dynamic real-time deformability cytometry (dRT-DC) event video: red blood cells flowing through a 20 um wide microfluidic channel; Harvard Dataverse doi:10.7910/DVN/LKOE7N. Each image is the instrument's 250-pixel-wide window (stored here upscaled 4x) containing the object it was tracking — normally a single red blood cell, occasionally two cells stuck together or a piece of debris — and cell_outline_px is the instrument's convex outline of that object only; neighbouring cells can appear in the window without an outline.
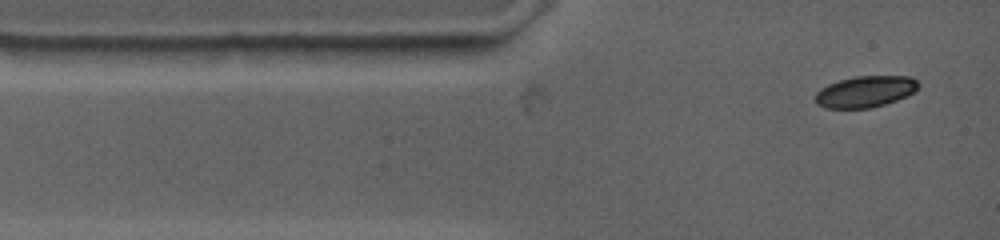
{"species": "common noctule bat (a hibernating species)", "species_latin": "Nyctalus noctula", "temperature_condition": "warm", "stored_images_in_passage": 36, "camera_frame_rate_fps": 4500, "um_per_image_px": 0.085, "animal": {"sex": "female", "body_mass_g": 19.0, "forearm_length_mm": 53.3}, "frame": {"image": 1, "passage_image": 1, "time_ms": 0.0, "image_size_px": [1000, 240], "cell_outline_px": [[920, 84], [916, 92], [896, 100], [884, 104], [868, 108], [824, 108], [816, 104], [816, 92], [820, 88], [828, 84], [840, 80], [856, 76], [912, 76]], "centroid_in_image_um": [73.57, 7.78], "position_along_channel_um": 11.4, "area_um2": 18.9}}
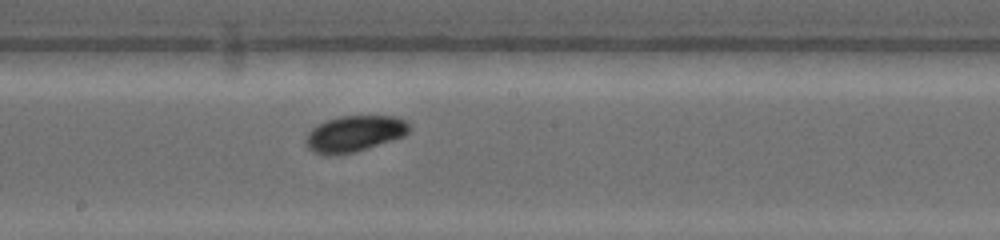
{"frame": {"image": 2, "passage_image": 21, "time_ms": 6.444, "image_size_px": [1000, 240], "cell_outline_px": [[412, 128], [404, 136], [356, 152], [336, 156], [324, 156], [312, 152], [308, 148], [304, 140], [308, 132], [312, 128], [328, 120], [340, 116], [396, 116], [404, 120]], "centroid_in_image_um": [30.1, 11.39], "position_along_channel_um": 218.1, "area_um2": 22.02}}
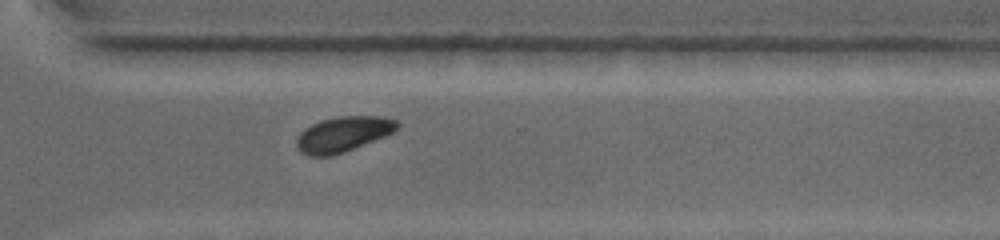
{"frame": {"image": 3, "passage_image": 36, "time_ms": 9.778, "image_size_px": [1000, 240], "cell_outline_px": [[400, 128], [384, 136], [344, 152], [332, 156], [308, 156], [300, 152], [296, 144], [296, 140], [300, 132], [304, 128], [320, 120], [340, 116], [384, 116], [400, 120]], "centroid_in_image_um": [29.18, 11.39], "position_along_channel_um": 341.4, "area_um2": 20.87}}